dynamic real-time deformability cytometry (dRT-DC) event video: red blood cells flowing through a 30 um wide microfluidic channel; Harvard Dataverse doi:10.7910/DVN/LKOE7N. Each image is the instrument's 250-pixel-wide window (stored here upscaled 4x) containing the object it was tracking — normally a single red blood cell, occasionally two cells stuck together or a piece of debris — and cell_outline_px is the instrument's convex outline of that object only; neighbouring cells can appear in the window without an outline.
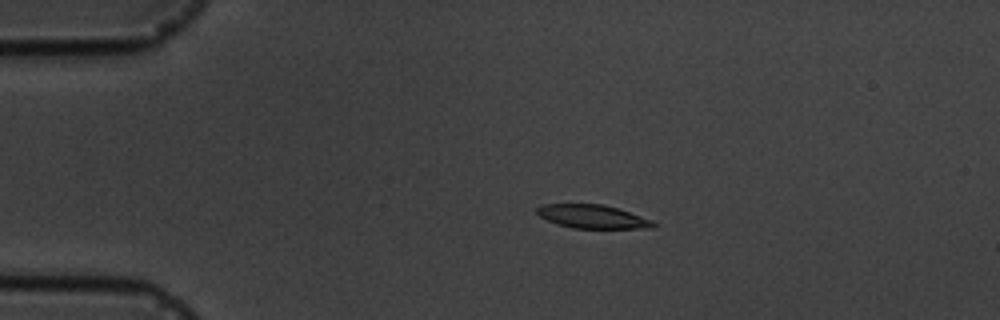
{"species": "common noctule bat (a hibernating species)", "species_latin": "Nyctalus noctula", "temperature_condition": "cold", "stored_images_in_passage": 4, "camera_frame_rate_fps": 3000, "um_per_image_px": 0.085, "animal": {"sex": "male", "body_mass_g": 19.5, "forearm_length_mm": 54.6}, "frame": {"image": 1, "passage_image": 3, "time_ms": 3.333, "image_size_px": [1000, 320], "cell_outline_px": [[656, 228], [572, 228], [556, 224], [540, 216], [536, 212], [536, 208], [540, 204], [604, 204], [652, 220], [656, 224]], "centroid_in_image_um": [50.34, 18.41], "position_along_channel_um": 34.7, "area_um2": 15.9}}